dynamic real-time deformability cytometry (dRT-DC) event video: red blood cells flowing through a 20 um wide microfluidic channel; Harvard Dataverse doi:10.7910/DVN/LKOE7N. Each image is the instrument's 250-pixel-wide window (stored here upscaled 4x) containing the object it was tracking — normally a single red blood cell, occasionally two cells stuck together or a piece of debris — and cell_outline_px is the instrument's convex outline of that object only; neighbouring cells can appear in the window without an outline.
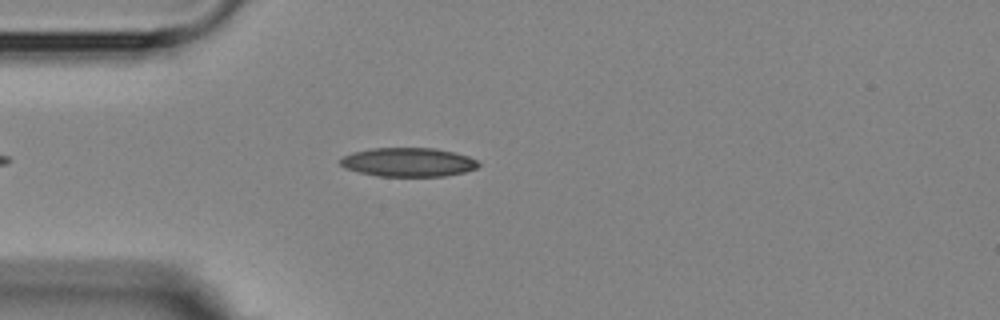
{"species": "Egyptian fruit bat (a non-hibernating species)", "species_latin": "Rousettus aegyptiacus", "temperature_condition": "room temperature", "stored_images_in_passage": 5, "camera_frame_rate_fps": 3000, "um_per_image_px": 0.085, "animal": {"sex": "female"}, "frame": {"image": 1, "passage_image": 3, "time_ms": 3.333, "image_size_px": [1000, 320], "cell_outline_px": [[480, 164], [476, 168], [464, 172], [444, 176], [380, 176], [360, 172], [344, 168], [340, 164], [340, 156], [352, 152], [372, 148], [436, 148], [468, 156], [476, 160]], "centroid_in_image_um": [34.66, 13.78], "position_along_channel_um": 50.3, "area_um2": 23.24}}
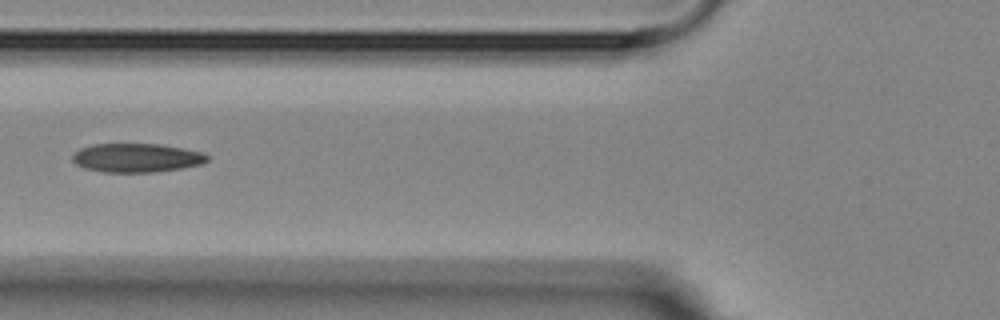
{"frame": {"image": 2, "passage_image": 5, "time_ms": 5.333, "image_size_px": [1000, 320], "cell_outline_px": [[208, 160], [204, 164], [184, 168], [156, 172], [104, 172], [84, 168], [76, 164], [72, 160], [72, 156], [80, 148], [92, 144], [160, 144], [200, 152], [208, 156]], "centroid_in_image_um": [11.61, 13.42], "position_along_channel_um": 114.2, "area_um2": 22.66}}